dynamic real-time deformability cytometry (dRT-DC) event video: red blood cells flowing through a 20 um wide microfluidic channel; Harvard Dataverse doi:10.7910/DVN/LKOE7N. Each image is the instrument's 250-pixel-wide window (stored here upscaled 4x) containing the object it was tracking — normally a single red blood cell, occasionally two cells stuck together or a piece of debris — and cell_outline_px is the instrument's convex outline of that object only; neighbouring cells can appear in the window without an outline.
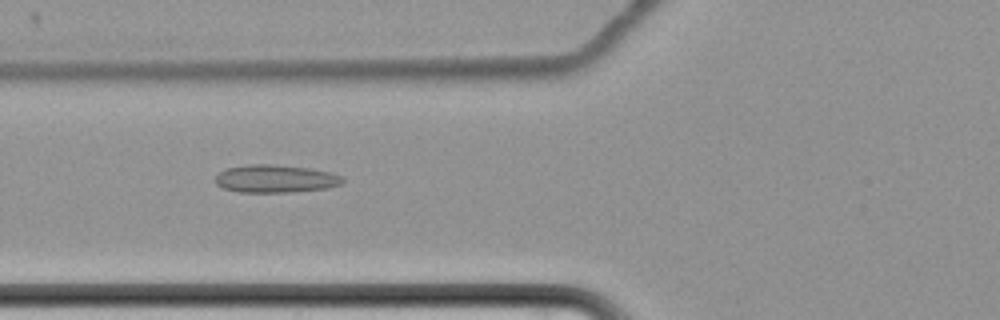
{"species": "common noctule bat (a hibernating species)", "species_latin": "Nyctalus noctula", "temperature_condition": "cold", "stored_images_in_passage": 63, "camera_frame_rate_fps": 3000, "um_per_image_px": 0.085, "animal": {"sex": "female", "body_mass_g": 22.7, "forearm_length_mm": 54.2}, "frame": {"image": 1, "passage_image": 27, "time_ms": 8.667, "image_size_px": [1000, 320], "cell_outline_px": [[344, 180], [340, 184], [328, 188], [292, 192], [240, 192], [224, 188], [216, 184], [216, 176], [220, 172], [228, 168], [248, 164], [276, 164], [308, 168], [328, 172], [344, 176]], "centroid_in_image_um": [23.43, 15.19], "position_along_channel_um": 102.4, "area_um2": 20.58}}
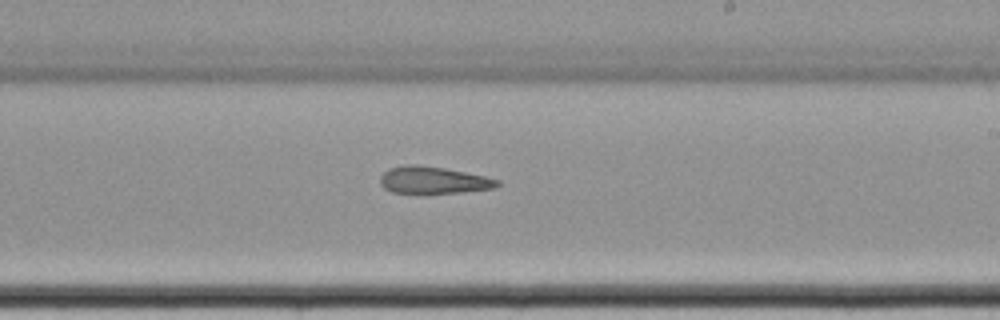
{"frame": {"image": 2, "passage_image": 40, "time_ms": 13.0, "image_size_px": [1000, 320], "cell_outline_px": [[500, 184], [496, 188], [424, 196], [392, 192], [384, 188], [380, 184], [380, 176], [388, 168], [404, 164], [412, 164], [444, 168], [484, 176], [500, 180]], "centroid_in_image_um": [36.78, 15.35], "position_along_channel_um": 252.2, "area_um2": 19.19}}
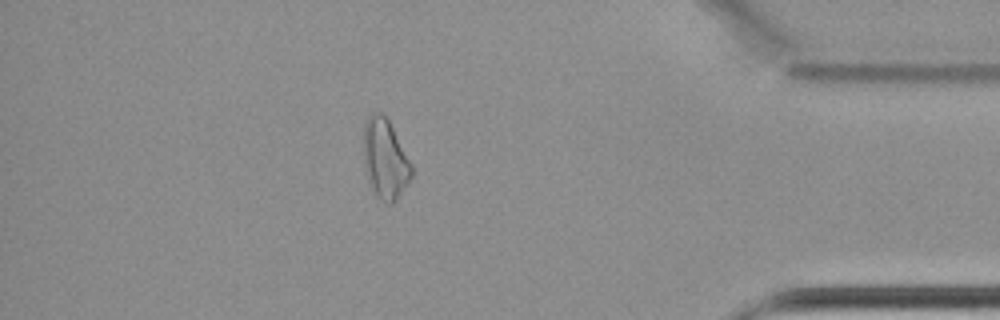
{"frame": {"image": 3, "passage_image": 56, "time_ms": 18.333, "image_size_px": [1000, 320], "cell_outline_px": [[412, 176], [408, 184], [396, 200], [392, 204], [388, 204], [380, 200], [376, 196], [368, 180], [364, 164], [364, 124], [368, 116], [372, 112], [380, 112], [388, 120], [412, 164]], "centroid_in_image_um": [32.73, 13.54], "position_along_channel_um": 402.5, "area_um2": 22.25}}